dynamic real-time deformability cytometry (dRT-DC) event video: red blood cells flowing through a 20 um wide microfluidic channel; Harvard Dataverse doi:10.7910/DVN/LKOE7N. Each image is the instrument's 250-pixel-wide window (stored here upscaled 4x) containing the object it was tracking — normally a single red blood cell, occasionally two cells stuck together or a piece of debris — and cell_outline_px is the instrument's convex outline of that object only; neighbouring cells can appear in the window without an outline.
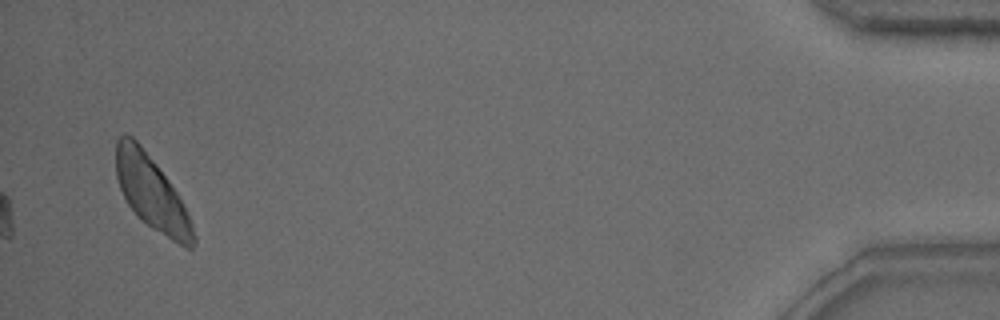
{"species": "common noctule bat (a hibernating species)", "species_latin": "Nyctalus noctula", "temperature_condition": "warm", "stored_images_in_passage": 37, "camera_frame_rate_fps": 3000, "um_per_image_px": 0.085, "animal": {"sex": "male", "body_mass_g": 15.6}, "frame": {"image": 1, "passage_image": 37, "time_ms": 12.0, "image_size_px": [1000, 320], "cell_outline_px": [[196, 244], [192, 248], [184, 248], [152, 228], [136, 216], [128, 204], [120, 188], [116, 176], [116, 140], [124, 132], [132, 136], [140, 144], [156, 164], [168, 180], [176, 192], [192, 224], [196, 236]], "centroid_in_image_um": [12.87, 16.41], "position_along_channel_um": 422.3, "area_um2": 33.0}, "authors_computed_cell_mechanics": {"area_um2": 19.5942, "velocity_mm_per_s": 4.1739, "shape_relaxation_time_tau1_ms": 1.6334, "shape_relaxation_time_tau2_ms": 3.1407, "deformation_change_tau1": 0.0538, "deformation_change_tau2": 0.0721}}